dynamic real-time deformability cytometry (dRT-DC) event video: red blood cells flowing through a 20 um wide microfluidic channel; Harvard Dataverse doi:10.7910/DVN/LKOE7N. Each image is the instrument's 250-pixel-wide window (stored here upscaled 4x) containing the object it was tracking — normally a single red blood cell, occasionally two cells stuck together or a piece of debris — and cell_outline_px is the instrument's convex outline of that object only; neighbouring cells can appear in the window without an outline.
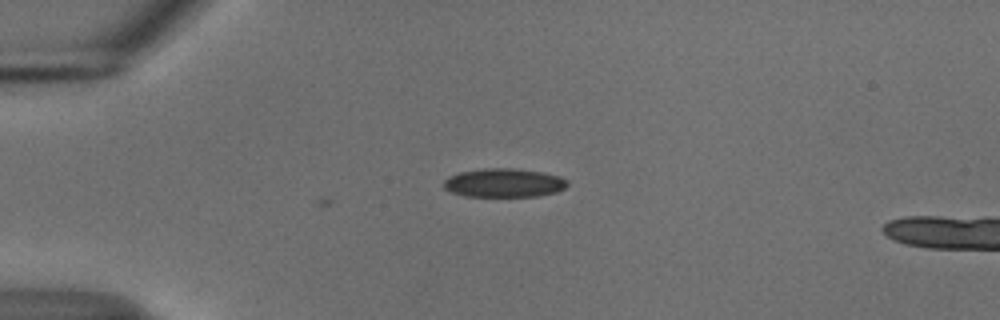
{"species": "common noctule bat (a hibernating species)", "species_latin": "Nyctalus noctula", "temperature_condition": "cold", "stored_images_in_passage": 4, "camera_frame_rate_fps": 3000, "um_per_image_px": 0.085, "animal": {"sex": "male", "body_mass_g": 18.8}, "frame": {"image": 1, "passage_image": 4, "time_ms": 1.0, "image_size_px": [1000, 320], "cell_outline_px": [[568, 184], [564, 188], [556, 192], [536, 196], [464, 196], [452, 192], [444, 188], [444, 180], [448, 176], [460, 172], [484, 168], [512, 168], [544, 172], [560, 176], [568, 180]], "centroid_in_image_um": [42.84, 15.53], "position_along_channel_um": 42.2, "area_um2": 20.75}}